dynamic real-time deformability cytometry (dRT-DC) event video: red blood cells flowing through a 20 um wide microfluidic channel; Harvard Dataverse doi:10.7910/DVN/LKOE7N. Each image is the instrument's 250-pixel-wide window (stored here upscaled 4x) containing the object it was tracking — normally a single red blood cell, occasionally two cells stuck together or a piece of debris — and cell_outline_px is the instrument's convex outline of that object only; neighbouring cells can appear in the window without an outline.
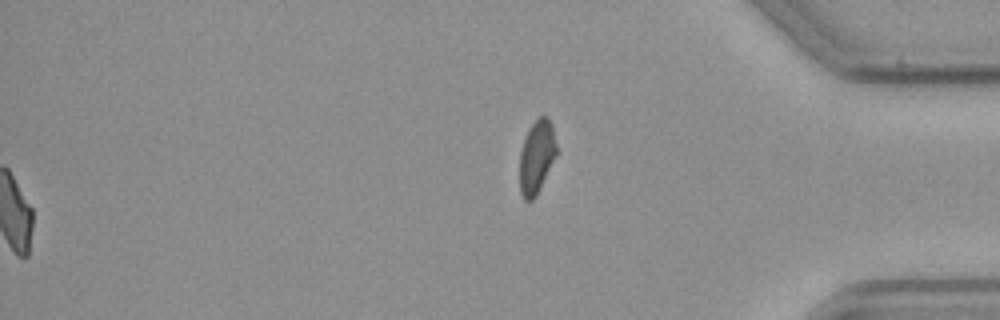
{"species": "common noctule bat (a hibernating species)", "species_latin": "Nyctalus noctula", "temperature_condition": "cold", "stored_images_in_passage": 56, "segment_of_instrument_passage": [2, 2], "camera_frame_rate_fps": 3000, "um_per_image_px": 0.085, "animal": {"sex": "male", "body_mass_g": 23.1, "forearm_length_mm": 52.7}, "frame": {"image": 1, "passage_image": 56, "time_ms": 18.333, "image_size_px": [1000, 320], "cell_outline_px": [[556, 156], [536, 196], [532, 200], [524, 200], [520, 192], [520, 152], [528, 128], [540, 116], [548, 116], [552, 124], [556, 144]], "centroid_in_image_um": [45.61, 13.32], "position_along_channel_um": 389.6, "area_um2": 15.66}}